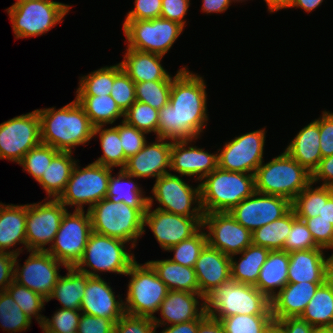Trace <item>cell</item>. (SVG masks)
Masks as SVG:
<instances>
[{
  "label": "cell",
  "mask_w": 333,
  "mask_h": 333,
  "mask_svg": "<svg viewBox=\"0 0 333 333\" xmlns=\"http://www.w3.org/2000/svg\"><path fill=\"white\" fill-rule=\"evenodd\" d=\"M206 83L188 67L172 80L169 102L159 110L157 137L171 141L199 139L209 120Z\"/></svg>",
  "instance_id": "1"
},
{
  "label": "cell",
  "mask_w": 333,
  "mask_h": 333,
  "mask_svg": "<svg viewBox=\"0 0 333 333\" xmlns=\"http://www.w3.org/2000/svg\"><path fill=\"white\" fill-rule=\"evenodd\" d=\"M37 111L43 144L73 152L74 147L84 146L94 138V126L76 99L59 109L50 107Z\"/></svg>",
  "instance_id": "2"
},
{
  "label": "cell",
  "mask_w": 333,
  "mask_h": 333,
  "mask_svg": "<svg viewBox=\"0 0 333 333\" xmlns=\"http://www.w3.org/2000/svg\"><path fill=\"white\" fill-rule=\"evenodd\" d=\"M255 192V175L226 171L217 167L200 181L204 214L229 212Z\"/></svg>",
  "instance_id": "3"
},
{
  "label": "cell",
  "mask_w": 333,
  "mask_h": 333,
  "mask_svg": "<svg viewBox=\"0 0 333 333\" xmlns=\"http://www.w3.org/2000/svg\"><path fill=\"white\" fill-rule=\"evenodd\" d=\"M205 313L213 318L237 314L272 315L270 299L255 286L229 279L205 297Z\"/></svg>",
  "instance_id": "4"
},
{
  "label": "cell",
  "mask_w": 333,
  "mask_h": 333,
  "mask_svg": "<svg viewBox=\"0 0 333 333\" xmlns=\"http://www.w3.org/2000/svg\"><path fill=\"white\" fill-rule=\"evenodd\" d=\"M88 211L93 232L125 241L130 248H135L138 238L146 232L144 215L147 209H136L124 202L115 203L104 198Z\"/></svg>",
  "instance_id": "5"
},
{
  "label": "cell",
  "mask_w": 333,
  "mask_h": 333,
  "mask_svg": "<svg viewBox=\"0 0 333 333\" xmlns=\"http://www.w3.org/2000/svg\"><path fill=\"white\" fill-rule=\"evenodd\" d=\"M254 175L256 192L281 196L291 202L312 182V174L285 150L271 161L262 162Z\"/></svg>",
  "instance_id": "6"
},
{
  "label": "cell",
  "mask_w": 333,
  "mask_h": 333,
  "mask_svg": "<svg viewBox=\"0 0 333 333\" xmlns=\"http://www.w3.org/2000/svg\"><path fill=\"white\" fill-rule=\"evenodd\" d=\"M128 244L92 231L83 256L74 267L90 277H101V272L125 275L136 261L135 255L131 253L133 248L127 251Z\"/></svg>",
  "instance_id": "7"
},
{
  "label": "cell",
  "mask_w": 333,
  "mask_h": 333,
  "mask_svg": "<svg viewBox=\"0 0 333 333\" xmlns=\"http://www.w3.org/2000/svg\"><path fill=\"white\" fill-rule=\"evenodd\" d=\"M72 6L53 0H24L6 9L15 39L45 35L63 22Z\"/></svg>",
  "instance_id": "8"
},
{
  "label": "cell",
  "mask_w": 333,
  "mask_h": 333,
  "mask_svg": "<svg viewBox=\"0 0 333 333\" xmlns=\"http://www.w3.org/2000/svg\"><path fill=\"white\" fill-rule=\"evenodd\" d=\"M124 276H130L124 301L125 314L154 318L168 288L153 267L135 261Z\"/></svg>",
  "instance_id": "9"
},
{
  "label": "cell",
  "mask_w": 333,
  "mask_h": 333,
  "mask_svg": "<svg viewBox=\"0 0 333 333\" xmlns=\"http://www.w3.org/2000/svg\"><path fill=\"white\" fill-rule=\"evenodd\" d=\"M114 168L92 162L86 167L76 163L64 192L58 200L68 209L89 210L100 200L106 198L110 174Z\"/></svg>",
  "instance_id": "10"
},
{
  "label": "cell",
  "mask_w": 333,
  "mask_h": 333,
  "mask_svg": "<svg viewBox=\"0 0 333 333\" xmlns=\"http://www.w3.org/2000/svg\"><path fill=\"white\" fill-rule=\"evenodd\" d=\"M182 177L170 172L155 179L148 206H153L155 200L159 204L158 210L185 217H203L200 183L192 187Z\"/></svg>",
  "instance_id": "11"
},
{
  "label": "cell",
  "mask_w": 333,
  "mask_h": 333,
  "mask_svg": "<svg viewBox=\"0 0 333 333\" xmlns=\"http://www.w3.org/2000/svg\"><path fill=\"white\" fill-rule=\"evenodd\" d=\"M183 30L179 23L161 17L123 23L127 48L161 56L169 52Z\"/></svg>",
  "instance_id": "12"
},
{
  "label": "cell",
  "mask_w": 333,
  "mask_h": 333,
  "mask_svg": "<svg viewBox=\"0 0 333 333\" xmlns=\"http://www.w3.org/2000/svg\"><path fill=\"white\" fill-rule=\"evenodd\" d=\"M91 232L88 210L74 209L73 213L67 210L53 243L46 251L67 267H74L83 256Z\"/></svg>",
  "instance_id": "13"
},
{
  "label": "cell",
  "mask_w": 333,
  "mask_h": 333,
  "mask_svg": "<svg viewBox=\"0 0 333 333\" xmlns=\"http://www.w3.org/2000/svg\"><path fill=\"white\" fill-rule=\"evenodd\" d=\"M41 141L40 119L36 110L15 116L0 124V159L19 164L24 155Z\"/></svg>",
  "instance_id": "14"
},
{
  "label": "cell",
  "mask_w": 333,
  "mask_h": 333,
  "mask_svg": "<svg viewBox=\"0 0 333 333\" xmlns=\"http://www.w3.org/2000/svg\"><path fill=\"white\" fill-rule=\"evenodd\" d=\"M266 129L247 132L225 142L219 148L218 167L226 171L255 174L258 166L264 161Z\"/></svg>",
  "instance_id": "15"
},
{
  "label": "cell",
  "mask_w": 333,
  "mask_h": 333,
  "mask_svg": "<svg viewBox=\"0 0 333 333\" xmlns=\"http://www.w3.org/2000/svg\"><path fill=\"white\" fill-rule=\"evenodd\" d=\"M67 210L58 199L45 198L44 203L27 204V251L47 250L46 245L53 243Z\"/></svg>",
  "instance_id": "16"
},
{
  "label": "cell",
  "mask_w": 333,
  "mask_h": 333,
  "mask_svg": "<svg viewBox=\"0 0 333 333\" xmlns=\"http://www.w3.org/2000/svg\"><path fill=\"white\" fill-rule=\"evenodd\" d=\"M27 252L30 255L22 267L17 260L20 254L15 255L13 280L48 299L61 276L60 266H67L47 251Z\"/></svg>",
  "instance_id": "17"
},
{
  "label": "cell",
  "mask_w": 333,
  "mask_h": 333,
  "mask_svg": "<svg viewBox=\"0 0 333 333\" xmlns=\"http://www.w3.org/2000/svg\"><path fill=\"white\" fill-rule=\"evenodd\" d=\"M202 227L207 244L225 255L241 253L252 244V232L238 223L229 212H211L203 215Z\"/></svg>",
  "instance_id": "18"
},
{
  "label": "cell",
  "mask_w": 333,
  "mask_h": 333,
  "mask_svg": "<svg viewBox=\"0 0 333 333\" xmlns=\"http://www.w3.org/2000/svg\"><path fill=\"white\" fill-rule=\"evenodd\" d=\"M292 209L287 198L254 192L229 213L246 229L254 230L280 219Z\"/></svg>",
  "instance_id": "19"
},
{
  "label": "cell",
  "mask_w": 333,
  "mask_h": 333,
  "mask_svg": "<svg viewBox=\"0 0 333 333\" xmlns=\"http://www.w3.org/2000/svg\"><path fill=\"white\" fill-rule=\"evenodd\" d=\"M203 217H185L163 210L147 207L144 227L148 226L161 249L170 247L193 236L202 227Z\"/></svg>",
  "instance_id": "20"
},
{
  "label": "cell",
  "mask_w": 333,
  "mask_h": 333,
  "mask_svg": "<svg viewBox=\"0 0 333 333\" xmlns=\"http://www.w3.org/2000/svg\"><path fill=\"white\" fill-rule=\"evenodd\" d=\"M195 140L197 138L171 141L170 171L185 177L196 176L195 181L200 182L218 167V153L211 154L204 148L193 146Z\"/></svg>",
  "instance_id": "21"
},
{
  "label": "cell",
  "mask_w": 333,
  "mask_h": 333,
  "mask_svg": "<svg viewBox=\"0 0 333 333\" xmlns=\"http://www.w3.org/2000/svg\"><path fill=\"white\" fill-rule=\"evenodd\" d=\"M171 140L156 137V141L145 143L135 155L127 159L123 168L129 175L138 178H156L170 173Z\"/></svg>",
  "instance_id": "22"
},
{
  "label": "cell",
  "mask_w": 333,
  "mask_h": 333,
  "mask_svg": "<svg viewBox=\"0 0 333 333\" xmlns=\"http://www.w3.org/2000/svg\"><path fill=\"white\" fill-rule=\"evenodd\" d=\"M109 284L102 277L89 276L80 311L88 315L111 319L116 323L125 314L124 301L120 294L117 295V300Z\"/></svg>",
  "instance_id": "23"
},
{
  "label": "cell",
  "mask_w": 333,
  "mask_h": 333,
  "mask_svg": "<svg viewBox=\"0 0 333 333\" xmlns=\"http://www.w3.org/2000/svg\"><path fill=\"white\" fill-rule=\"evenodd\" d=\"M158 311L162 318H153L156 329L198 320L205 313V298L200 293L168 291Z\"/></svg>",
  "instance_id": "24"
},
{
  "label": "cell",
  "mask_w": 333,
  "mask_h": 333,
  "mask_svg": "<svg viewBox=\"0 0 333 333\" xmlns=\"http://www.w3.org/2000/svg\"><path fill=\"white\" fill-rule=\"evenodd\" d=\"M194 269L199 293L204 298L222 283L231 279L230 256L208 244L201 251Z\"/></svg>",
  "instance_id": "25"
},
{
  "label": "cell",
  "mask_w": 333,
  "mask_h": 333,
  "mask_svg": "<svg viewBox=\"0 0 333 333\" xmlns=\"http://www.w3.org/2000/svg\"><path fill=\"white\" fill-rule=\"evenodd\" d=\"M324 252L321 247L289 252L288 283H324L327 266L333 256L326 257Z\"/></svg>",
  "instance_id": "26"
},
{
  "label": "cell",
  "mask_w": 333,
  "mask_h": 333,
  "mask_svg": "<svg viewBox=\"0 0 333 333\" xmlns=\"http://www.w3.org/2000/svg\"><path fill=\"white\" fill-rule=\"evenodd\" d=\"M323 283H287L272 299L271 313L274 321L300 317L316 290Z\"/></svg>",
  "instance_id": "27"
},
{
  "label": "cell",
  "mask_w": 333,
  "mask_h": 333,
  "mask_svg": "<svg viewBox=\"0 0 333 333\" xmlns=\"http://www.w3.org/2000/svg\"><path fill=\"white\" fill-rule=\"evenodd\" d=\"M26 218L27 204L7 205L0 202V252L18 255L22 253L23 247L12 248L19 244L25 245L24 249L27 250Z\"/></svg>",
  "instance_id": "28"
},
{
  "label": "cell",
  "mask_w": 333,
  "mask_h": 333,
  "mask_svg": "<svg viewBox=\"0 0 333 333\" xmlns=\"http://www.w3.org/2000/svg\"><path fill=\"white\" fill-rule=\"evenodd\" d=\"M123 61L124 72L135 82L173 80L171 74L161 64L164 56L126 48Z\"/></svg>",
  "instance_id": "29"
},
{
  "label": "cell",
  "mask_w": 333,
  "mask_h": 333,
  "mask_svg": "<svg viewBox=\"0 0 333 333\" xmlns=\"http://www.w3.org/2000/svg\"><path fill=\"white\" fill-rule=\"evenodd\" d=\"M284 150L309 173L313 174L322 159L319 118L304 126Z\"/></svg>",
  "instance_id": "30"
},
{
  "label": "cell",
  "mask_w": 333,
  "mask_h": 333,
  "mask_svg": "<svg viewBox=\"0 0 333 333\" xmlns=\"http://www.w3.org/2000/svg\"><path fill=\"white\" fill-rule=\"evenodd\" d=\"M288 269L289 253L283 250L270 251L254 286L272 299L288 283Z\"/></svg>",
  "instance_id": "31"
},
{
  "label": "cell",
  "mask_w": 333,
  "mask_h": 333,
  "mask_svg": "<svg viewBox=\"0 0 333 333\" xmlns=\"http://www.w3.org/2000/svg\"><path fill=\"white\" fill-rule=\"evenodd\" d=\"M74 152L59 151L37 181L45 190L48 199H58L64 192L71 172L79 160L73 158Z\"/></svg>",
  "instance_id": "32"
},
{
  "label": "cell",
  "mask_w": 333,
  "mask_h": 333,
  "mask_svg": "<svg viewBox=\"0 0 333 333\" xmlns=\"http://www.w3.org/2000/svg\"><path fill=\"white\" fill-rule=\"evenodd\" d=\"M66 269V275L60 276L47 302L55 298L62 304L61 308L81 310L83 294L89 276L75 267H67Z\"/></svg>",
  "instance_id": "33"
},
{
  "label": "cell",
  "mask_w": 333,
  "mask_h": 333,
  "mask_svg": "<svg viewBox=\"0 0 333 333\" xmlns=\"http://www.w3.org/2000/svg\"><path fill=\"white\" fill-rule=\"evenodd\" d=\"M157 272L169 291L199 293V285L193 267L183 266L170 259L147 261Z\"/></svg>",
  "instance_id": "34"
},
{
  "label": "cell",
  "mask_w": 333,
  "mask_h": 333,
  "mask_svg": "<svg viewBox=\"0 0 333 333\" xmlns=\"http://www.w3.org/2000/svg\"><path fill=\"white\" fill-rule=\"evenodd\" d=\"M269 253L265 247L250 244L241 253L230 256L231 279L254 286ZM237 255H241L238 261L235 259Z\"/></svg>",
  "instance_id": "35"
},
{
  "label": "cell",
  "mask_w": 333,
  "mask_h": 333,
  "mask_svg": "<svg viewBox=\"0 0 333 333\" xmlns=\"http://www.w3.org/2000/svg\"><path fill=\"white\" fill-rule=\"evenodd\" d=\"M134 178L124 169H120L114 176L111 173L106 198L115 203L124 202L136 209H147L148 196H145L146 192L139 187Z\"/></svg>",
  "instance_id": "36"
},
{
  "label": "cell",
  "mask_w": 333,
  "mask_h": 333,
  "mask_svg": "<svg viewBox=\"0 0 333 333\" xmlns=\"http://www.w3.org/2000/svg\"><path fill=\"white\" fill-rule=\"evenodd\" d=\"M83 107L94 127L113 125L117 119L124 117V112L111 95L75 96Z\"/></svg>",
  "instance_id": "37"
},
{
  "label": "cell",
  "mask_w": 333,
  "mask_h": 333,
  "mask_svg": "<svg viewBox=\"0 0 333 333\" xmlns=\"http://www.w3.org/2000/svg\"><path fill=\"white\" fill-rule=\"evenodd\" d=\"M316 329L333 328V292L324 282L300 316Z\"/></svg>",
  "instance_id": "38"
},
{
  "label": "cell",
  "mask_w": 333,
  "mask_h": 333,
  "mask_svg": "<svg viewBox=\"0 0 333 333\" xmlns=\"http://www.w3.org/2000/svg\"><path fill=\"white\" fill-rule=\"evenodd\" d=\"M296 214L291 209L280 219L274 220L252 232V244L265 247L270 251L282 250L290 233Z\"/></svg>",
  "instance_id": "39"
},
{
  "label": "cell",
  "mask_w": 333,
  "mask_h": 333,
  "mask_svg": "<svg viewBox=\"0 0 333 333\" xmlns=\"http://www.w3.org/2000/svg\"><path fill=\"white\" fill-rule=\"evenodd\" d=\"M99 136L100 146L103 151L95 163L111 168L120 167L123 169L127 163V157L124 155L121 140L119 138L118 125L104 128V126L94 127L93 137Z\"/></svg>",
  "instance_id": "40"
},
{
  "label": "cell",
  "mask_w": 333,
  "mask_h": 333,
  "mask_svg": "<svg viewBox=\"0 0 333 333\" xmlns=\"http://www.w3.org/2000/svg\"><path fill=\"white\" fill-rule=\"evenodd\" d=\"M120 63L104 66L80 78L76 96L110 95L114 78L122 71Z\"/></svg>",
  "instance_id": "41"
},
{
  "label": "cell",
  "mask_w": 333,
  "mask_h": 333,
  "mask_svg": "<svg viewBox=\"0 0 333 333\" xmlns=\"http://www.w3.org/2000/svg\"><path fill=\"white\" fill-rule=\"evenodd\" d=\"M313 186L311 182L292 201V209L297 218L319 216L322 209V200H328L333 195V187Z\"/></svg>",
  "instance_id": "42"
},
{
  "label": "cell",
  "mask_w": 333,
  "mask_h": 333,
  "mask_svg": "<svg viewBox=\"0 0 333 333\" xmlns=\"http://www.w3.org/2000/svg\"><path fill=\"white\" fill-rule=\"evenodd\" d=\"M219 319L225 333H267L274 325L272 315L237 314Z\"/></svg>",
  "instance_id": "43"
},
{
  "label": "cell",
  "mask_w": 333,
  "mask_h": 333,
  "mask_svg": "<svg viewBox=\"0 0 333 333\" xmlns=\"http://www.w3.org/2000/svg\"><path fill=\"white\" fill-rule=\"evenodd\" d=\"M32 323L7 291L0 292V327L8 333L26 331Z\"/></svg>",
  "instance_id": "44"
},
{
  "label": "cell",
  "mask_w": 333,
  "mask_h": 333,
  "mask_svg": "<svg viewBox=\"0 0 333 333\" xmlns=\"http://www.w3.org/2000/svg\"><path fill=\"white\" fill-rule=\"evenodd\" d=\"M6 291L29 318H35L39 326L43 323L45 316L41 314V310H44L47 299L14 280Z\"/></svg>",
  "instance_id": "45"
},
{
  "label": "cell",
  "mask_w": 333,
  "mask_h": 333,
  "mask_svg": "<svg viewBox=\"0 0 333 333\" xmlns=\"http://www.w3.org/2000/svg\"><path fill=\"white\" fill-rule=\"evenodd\" d=\"M206 245V232L201 227L193 236L170 247L167 252L174 253L173 257L170 258L172 262L194 268L201 251Z\"/></svg>",
  "instance_id": "46"
},
{
  "label": "cell",
  "mask_w": 333,
  "mask_h": 333,
  "mask_svg": "<svg viewBox=\"0 0 333 333\" xmlns=\"http://www.w3.org/2000/svg\"><path fill=\"white\" fill-rule=\"evenodd\" d=\"M172 80L135 83L136 100L160 110L169 102Z\"/></svg>",
  "instance_id": "47"
},
{
  "label": "cell",
  "mask_w": 333,
  "mask_h": 333,
  "mask_svg": "<svg viewBox=\"0 0 333 333\" xmlns=\"http://www.w3.org/2000/svg\"><path fill=\"white\" fill-rule=\"evenodd\" d=\"M158 117L159 110L136 100L124 113L122 120L147 134L153 132L157 137Z\"/></svg>",
  "instance_id": "48"
},
{
  "label": "cell",
  "mask_w": 333,
  "mask_h": 333,
  "mask_svg": "<svg viewBox=\"0 0 333 333\" xmlns=\"http://www.w3.org/2000/svg\"><path fill=\"white\" fill-rule=\"evenodd\" d=\"M58 152L59 150L52 146L40 143L24 155L19 165L38 181Z\"/></svg>",
  "instance_id": "49"
},
{
  "label": "cell",
  "mask_w": 333,
  "mask_h": 333,
  "mask_svg": "<svg viewBox=\"0 0 333 333\" xmlns=\"http://www.w3.org/2000/svg\"><path fill=\"white\" fill-rule=\"evenodd\" d=\"M82 312L59 308L51 319L44 317L40 325L43 333H77Z\"/></svg>",
  "instance_id": "50"
},
{
  "label": "cell",
  "mask_w": 333,
  "mask_h": 333,
  "mask_svg": "<svg viewBox=\"0 0 333 333\" xmlns=\"http://www.w3.org/2000/svg\"><path fill=\"white\" fill-rule=\"evenodd\" d=\"M316 248H319V246L315 243L306 223L304 220L296 218L292 222L290 233L287 236L282 250L289 253L295 250H308Z\"/></svg>",
  "instance_id": "51"
},
{
  "label": "cell",
  "mask_w": 333,
  "mask_h": 333,
  "mask_svg": "<svg viewBox=\"0 0 333 333\" xmlns=\"http://www.w3.org/2000/svg\"><path fill=\"white\" fill-rule=\"evenodd\" d=\"M110 95L124 113L136 101L135 82L124 70L114 78Z\"/></svg>",
  "instance_id": "52"
},
{
  "label": "cell",
  "mask_w": 333,
  "mask_h": 333,
  "mask_svg": "<svg viewBox=\"0 0 333 333\" xmlns=\"http://www.w3.org/2000/svg\"><path fill=\"white\" fill-rule=\"evenodd\" d=\"M118 132L122 144L121 146L124 150V155L127 158L137 154L147 142V133L138 130L123 120H121L120 124L118 125Z\"/></svg>",
  "instance_id": "53"
},
{
  "label": "cell",
  "mask_w": 333,
  "mask_h": 333,
  "mask_svg": "<svg viewBox=\"0 0 333 333\" xmlns=\"http://www.w3.org/2000/svg\"><path fill=\"white\" fill-rule=\"evenodd\" d=\"M299 219L304 220L319 247L325 250L333 249V225L330 222L321 219L320 215L313 218Z\"/></svg>",
  "instance_id": "54"
},
{
  "label": "cell",
  "mask_w": 333,
  "mask_h": 333,
  "mask_svg": "<svg viewBox=\"0 0 333 333\" xmlns=\"http://www.w3.org/2000/svg\"><path fill=\"white\" fill-rule=\"evenodd\" d=\"M153 318L124 314L114 325V333H156Z\"/></svg>",
  "instance_id": "55"
},
{
  "label": "cell",
  "mask_w": 333,
  "mask_h": 333,
  "mask_svg": "<svg viewBox=\"0 0 333 333\" xmlns=\"http://www.w3.org/2000/svg\"><path fill=\"white\" fill-rule=\"evenodd\" d=\"M134 5V9L127 13L125 21L160 18L162 0H135Z\"/></svg>",
  "instance_id": "56"
},
{
  "label": "cell",
  "mask_w": 333,
  "mask_h": 333,
  "mask_svg": "<svg viewBox=\"0 0 333 333\" xmlns=\"http://www.w3.org/2000/svg\"><path fill=\"white\" fill-rule=\"evenodd\" d=\"M320 151L322 158L333 155V113L323 111L319 117Z\"/></svg>",
  "instance_id": "57"
},
{
  "label": "cell",
  "mask_w": 333,
  "mask_h": 333,
  "mask_svg": "<svg viewBox=\"0 0 333 333\" xmlns=\"http://www.w3.org/2000/svg\"><path fill=\"white\" fill-rule=\"evenodd\" d=\"M190 6V0H162L160 17L186 25L185 15Z\"/></svg>",
  "instance_id": "58"
},
{
  "label": "cell",
  "mask_w": 333,
  "mask_h": 333,
  "mask_svg": "<svg viewBox=\"0 0 333 333\" xmlns=\"http://www.w3.org/2000/svg\"><path fill=\"white\" fill-rule=\"evenodd\" d=\"M114 325L111 319L82 313L77 333H114Z\"/></svg>",
  "instance_id": "59"
},
{
  "label": "cell",
  "mask_w": 333,
  "mask_h": 333,
  "mask_svg": "<svg viewBox=\"0 0 333 333\" xmlns=\"http://www.w3.org/2000/svg\"><path fill=\"white\" fill-rule=\"evenodd\" d=\"M274 325L281 333H314L315 327L301 317L283 318L274 321Z\"/></svg>",
  "instance_id": "60"
},
{
  "label": "cell",
  "mask_w": 333,
  "mask_h": 333,
  "mask_svg": "<svg viewBox=\"0 0 333 333\" xmlns=\"http://www.w3.org/2000/svg\"><path fill=\"white\" fill-rule=\"evenodd\" d=\"M322 182L321 186L333 187V155L321 159L312 174V183Z\"/></svg>",
  "instance_id": "61"
},
{
  "label": "cell",
  "mask_w": 333,
  "mask_h": 333,
  "mask_svg": "<svg viewBox=\"0 0 333 333\" xmlns=\"http://www.w3.org/2000/svg\"><path fill=\"white\" fill-rule=\"evenodd\" d=\"M15 255L7 252H0V292L13 282Z\"/></svg>",
  "instance_id": "62"
},
{
  "label": "cell",
  "mask_w": 333,
  "mask_h": 333,
  "mask_svg": "<svg viewBox=\"0 0 333 333\" xmlns=\"http://www.w3.org/2000/svg\"><path fill=\"white\" fill-rule=\"evenodd\" d=\"M206 315L204 313L198 320L164 326L165 328L160 333H197L198 324Z\"/></svg>",
  "instance_id": "63"
},
{
  "label": "cell",
  "mask_w": 333,
  "mask_h": 333,
  "mask_svg": "<svg viewBox=\"0 0 333 333\" xmlns=\"http://www.w3.org/2000/svg\"><path fill=\"white\" fill-rule=\"evenodd\" d=\"M197 333H225L219 319L206 315L198 324Z\"/></svg>",
  "instance_id": "64"
},
{
  "label": "cell",
  "mask_w": 333,
  "mask_h": 333,
  "mask_svg": "<svg viewBox=\"0 0 333 333\" xmlns=\"http://www.w3.org/2000/svg\"><path fill=\"white\" fill-rule=\"evenodd\" d=\"M233 0H202V11L206 14L224 13L231 6Z\"/></svg>",
  "instance_id": "65"
},
{
  "label": "cell",
  "mask_w": 333,
  "mask_h": 333,
  "mask_svg": "<svg viewBox=\"0 0 333 333\" xmlns=\"http://www.w3.org/2000/svg\"><path fill=\"white\" fill-rule=\"evenodd\" d=\"M323 0H291L289 8H301L305 12H311L322 4Z\"/></svg>",
  "instance_id": "66"
},
{
  "label": "cell",
  "mask_w": 333,
  "mask_h": 333,
  "mask_svg": "<svg viewBox=\"0 0 333 333\" xmlns=\"http://www.w3.org/2000/svg\"><path fill=\"white\" fill-rule=\"evenodd\" d=\"M319 215L321 219L333 225V195L328 200H322V209Z\"/></svg>",
  "instance_id": "67"
},
{
  "label": "cell",
  "mask_w": 333,
  "mask_h": 333,
  "mask_svg": "<svg viewBox=\"0 0 333 333\" xmlns=\"http://www.w3.org/2000/svg\"><path fill=\"white\" fill-rule=\"evenodd\" d=\"M266 2V7L269 13H275L282 9H287L289 7L291 0H264Z\"/></svg>",
  "instance_id": "68"
},
{
  "label": "cell",
  "mask_w": 333,
  "mask_h": 333,
  "mask_svg": "<svg viewBox=\"0 0 333 333\" xmlns=\"http://www.w3.org/2000/svg\"><path fill=\"white\" fill-rule=\"evenodd\" d=\"M325 282L333 292V256L327 266Z\"/></svg>",
  "instance_id": "69"
},
{
  "label": "cell",
  "mask_w": 333,
  "mask_h": 333,
  "mask_svg": "<svg viewBox=\"0 0 333 333\" xmlns=\"http://www.w3.org/2000/svg\"><path fill=\"white\" fill-rule=\"evenodd\" d=\"M314 333H333V328L316 329Z\"/></svg>",
  "instance_id": "70"
},
{
  "label": "cell",
  "mask_w": 333,
  "mask_h": 333,
  "mask_svg": "<svg viewBox=\"0 0 333 333\" xmlns=\"http://www.w3.org/2000/svg\"><path fill=\"white\" fill-rule=\"evenodd\" d=\"M267 333H281V332L275 325H273Z\"/></svg>",
  "instance_id": "71"
},
{
  "label": "cell",
  "mask_w": 333,
  "mask_h": 333,
  "mask_svg": "<svg viewBox=\"0 0 333 333\" xmlns=\"http://www.w3.org/2000/svg\"><path fill=\"white\" fill-rule=\"evenodd\" d=\"M234 1V3H236V2H243V1H245V0H233ZM247 1V0H246Z\"/></svg>",
  "instance_id": "72"
},
{
  "label": "cell",
  "mask_w": 333,
  "mask_h": 333,
  "mask_svg": "<svg viewBox=\"0 0 333 333\" xmlns=\"http://www.w3.org/2000/svg\"><path fill=\"white\" fill-rule=\"evenodd\" d=\"M21 1H24V0H16V2H15V3H18V2H21Z\"/></svg>",
  "instance_id": "73"
}]
</instances>
